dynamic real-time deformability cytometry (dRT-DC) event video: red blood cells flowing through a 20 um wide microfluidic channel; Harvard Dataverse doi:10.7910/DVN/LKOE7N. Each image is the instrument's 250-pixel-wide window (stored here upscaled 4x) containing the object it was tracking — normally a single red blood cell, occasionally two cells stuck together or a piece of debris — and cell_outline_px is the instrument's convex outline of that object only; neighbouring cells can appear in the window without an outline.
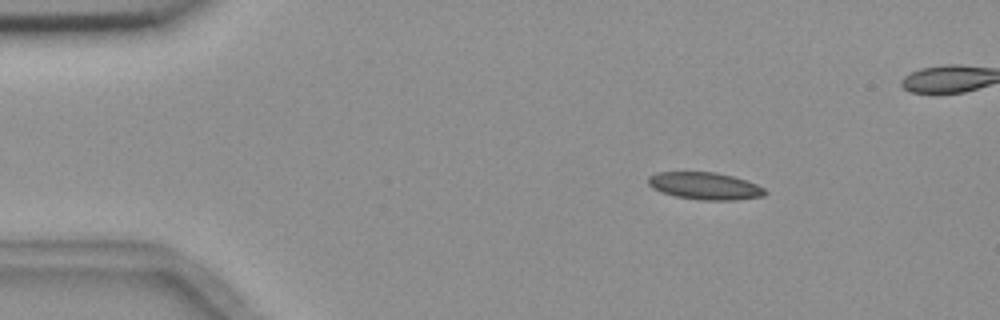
{"species": "common noctule bat (a hibernating species)", "species_latin": "Nyctalus noctula", "temperature_condition": "room temperature", "stored_images_in_passage": 5, "camera_frame_rate_fps": 3000, "um_per_image_px": 0.085, "animal": {"sex": "female", "body_mass_g": 18.4}, "frame": {"image": 1, "passage_image": 2, "time_ms": 1.333, "image_size_px": [1000, 320], "cell_outline_px": [[768, 192], [764, 196], [736, 200], [700, 200], [676, 196], [660, 192], [652, 188], [648, 184], [648, 176], [656, 172], [716, 172], [732, 176], [756, 184], [764, 188]], "centroid_in_image_um": [59.9, 15.81], "position_along_channel_um": 25.1, "area_um2": 18.61}}